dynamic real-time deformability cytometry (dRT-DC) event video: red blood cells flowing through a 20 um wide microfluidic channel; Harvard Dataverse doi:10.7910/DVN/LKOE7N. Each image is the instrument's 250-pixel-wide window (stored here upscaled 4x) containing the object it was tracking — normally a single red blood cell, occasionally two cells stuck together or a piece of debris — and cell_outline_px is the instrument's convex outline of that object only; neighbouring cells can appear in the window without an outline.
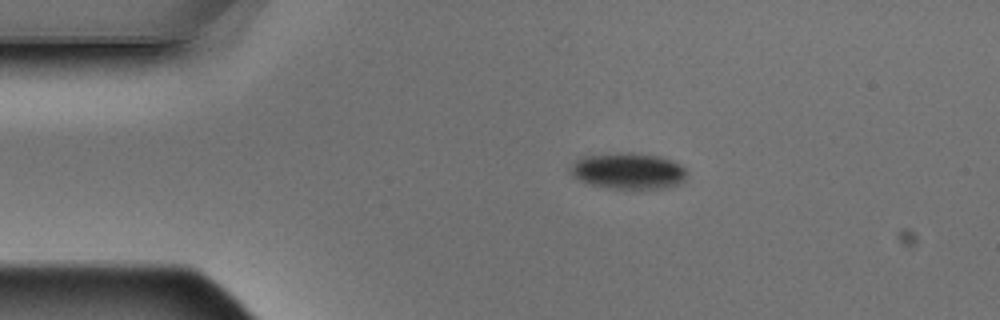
{"species": "Egyptian fruit bat (a non-hibernating species)", "species_latin": "Rousettus aegyptiacus", "temperature_condition": "warm", "stored_images_in_passage": 5, "camera_frame_rate_fps": 3000, "um_per_image_px": 0.085, "animal": {"sex": "male"}, "frame": {"image": 1, "passage_image": 2, "time_ms": 0.333, "image_size_px": [1000, 320], "cell_outline_px": [[684, 180], [680, 184], [664, 188], [604, 188], [588, 184], [580, 180], [568, 172], [568, 168], [576, 160], [584, 156], [620, 152], [632, 152], [660, 156], [672, 160], [680, 164], [684, 168]], "centroid_in_image_um": [53.36, 14.52], "position_along_channel_um": 31.6, "area_um2": 24.68}}
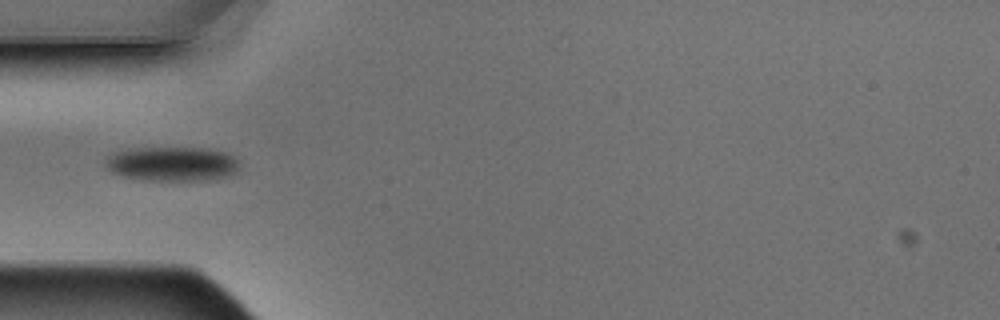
{"frame": {"image": 2, "passage_image": 4, "time_ms": 1.0, "image_size_px": [1000, 320], "cell_outline_px": [[236, 172], [216, 180], [140, 180], [108, 172], [104, 168], [104, 160], [112, 152], [136, 148], [200, 148], [224, 152], [232, 156], [236, 160]], "centroid_in_image_um": [14.52, 13.94], "position_along_channel_um": 70.5, "area_um2": 26.93}}
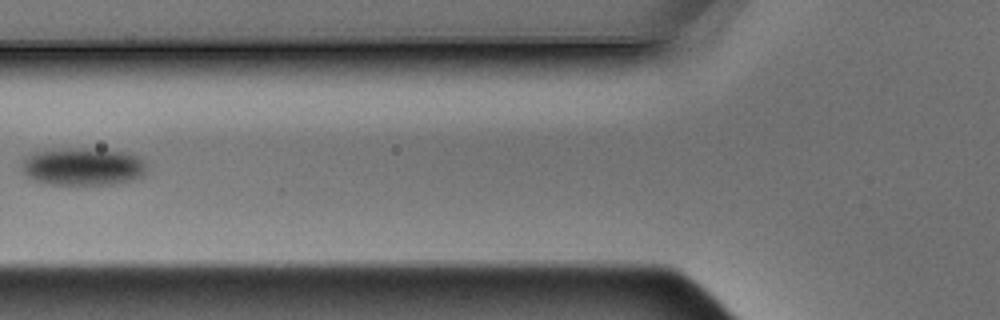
{"frame": {"image": 3, "passage_image": 5, "time_ms": 1.333, "image_size_px": [1000, 320], "cell_outline_px": [[144, 172], [140, 176], [116, 184], [52, 184], [36, 180], [28, 176], [20, 168], [20, 164], [32, 152], [64, 148], [100, 148], [128, 152], [140, 156], [144, 160]], "centroid_in_image_um": [7.04, 14.13], "position_along_channel_um": 118.8, "area_um2": 27.46}}